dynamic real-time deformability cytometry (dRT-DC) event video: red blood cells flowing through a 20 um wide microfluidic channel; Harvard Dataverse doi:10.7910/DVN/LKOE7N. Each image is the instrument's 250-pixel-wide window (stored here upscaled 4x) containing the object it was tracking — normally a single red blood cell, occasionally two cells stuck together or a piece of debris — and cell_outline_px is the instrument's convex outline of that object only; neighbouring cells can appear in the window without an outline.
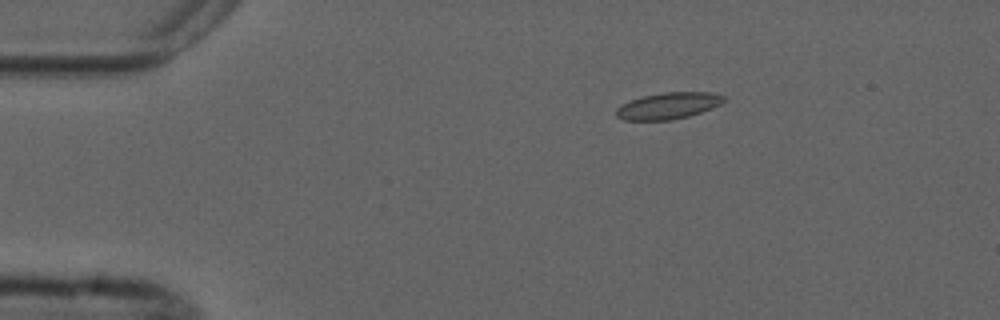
{"species": "common noctule bat (a hibernating species)", "species_latin": "Nyctalus noctula", "temperature_condition": "cold", "stored_images_in_passage": 4, "camera_frame_rate_fps": 3000, "um_per_image_px": 0.085, "animal": {"sex": "male", "forearm_length_mm": 52.5}, "frame": {"image": 1, "passage_image": 2, "time_ms": 2.333, "image_size_px": [1000, 320], "cell_outline_px": [[728, 100], [712, 108], [688, 116], [672, 120], [624, 120], [616, 116], [616, 108], [632, 100], [644, 96], [664, 92], [712, 92], [728, 96]], "centroid_in_image_um": [56.88, 8.98], "position_along_channel_um": 28.1, "area_um2": 16.65}}
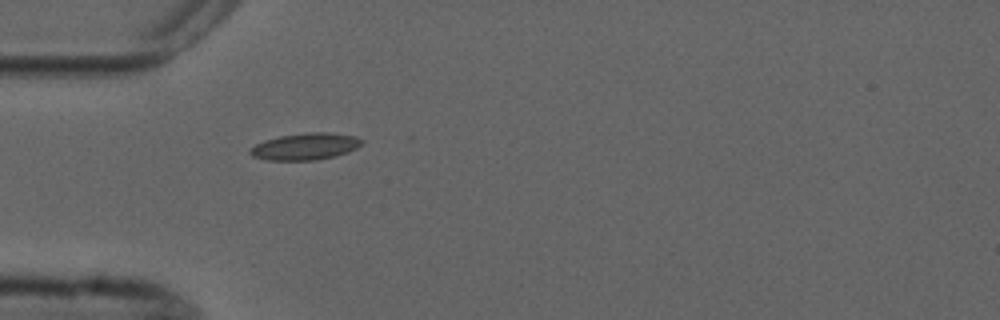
{"frame": {"image": 2, "passage_image": 4, "time_ms": 4.667, "image_size_px": [1000, 320], "cell_outline_px": [[364, 144], [348, 152], [336, 156], [316, 160], [268, 160], [252, 156], [248, 152], [248, 148], [264, 140], [280, 136], [308, 132], [328, 132], [356, 136], [364, 140]], "centroid_in_image_um": [25.97, 12.45], "position_along_channel_um": 59.0, "area_um2": 17.63}}